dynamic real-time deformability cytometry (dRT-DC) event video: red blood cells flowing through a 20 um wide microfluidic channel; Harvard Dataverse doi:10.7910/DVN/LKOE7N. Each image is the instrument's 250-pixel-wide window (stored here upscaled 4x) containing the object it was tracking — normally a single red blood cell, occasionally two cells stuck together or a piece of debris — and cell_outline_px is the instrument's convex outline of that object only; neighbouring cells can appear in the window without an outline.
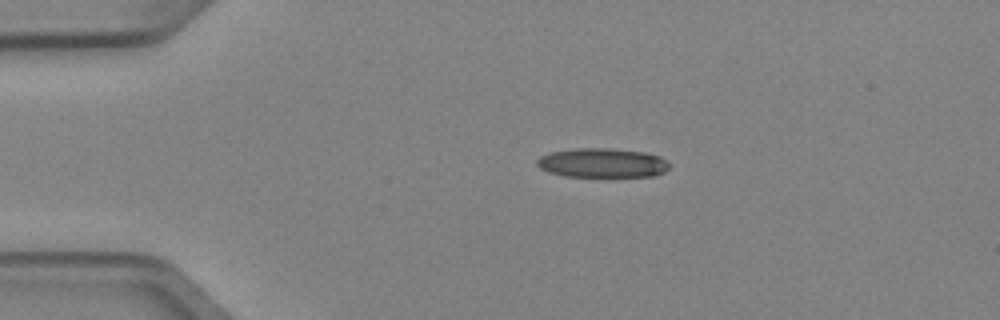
{"species": "Egyptian fruit bat (a non-hibernating species)", "species_latin": "Rousettus aegyptiacus", "temperature_condition": "cold", "stored_images_in_passage": 4, "camera_frame_rate_fps": 3000, "um_per_image_px": 0.085, "animal": {"sex": "female"}, "frame": {"image": 1, "passage_image": 3, "time_ms": 0.667, "image_size_px": [1000, 320], "cell_outline_px": [[668, 168], [664, 172], [652, 176], [564, 176], [548, 172], [540, 168], [536, 164], [536, 160], [540, 156], [552, 152], [576, 148], [608, 148], [644, 152], [660, 156], [668, 164]], "centroid_in_image_um": [51.16, 13.84], "position_along_channel_um": 33.8, "area_um2": 22.43}}